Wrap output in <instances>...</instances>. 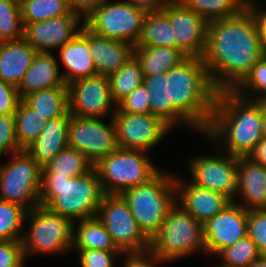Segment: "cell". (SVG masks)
Masks as SVG:
<instances>
[{
    "label": "cell",
    "mask_w": 266,
    "mask_h": 267,
    "mask_svg": "<svg viewBox=\"0 0 266 267\" xmlns=\"http://www.w3.org/2000/svg\"><path fill=\"white\" fill-rule=\"evenodd\" d=\"M168 100L190 124L205 132L211 122L218 90L214 87L203 59L188 56L167 73Z\"/></svg>",
    "instance_id": "3957f363"
},
{
    "label": "cell",
    "mask_w": 266,
    "mask_h": 267,
    "mask_svg": "<svg viewBox=\"0 0 266 267\" xmlns=\"http://www.w3.org/2000/svg\"><path fill=\"white\" fill-rule=\"evenodd\" d=\"M81 16L70 12L52 19L24 25V38L38 51L48 53L51 48H61L77 33Z\"/></svg>",
    "instance_id": "ac0fdd59"
},
{
    "label": "cell",
    "mask_w": 266,
    "mask_h": 267,
    "mask_svg": "<svg viewBox=\"0 0 266 267\" xmlns=\"http://www.w3.org/2000/svg\"><path fill=\"white\" fill-rule=\"evenodd\" d=\"M21 100L17 87L0 79V114L15 115Z\"/></svg>",
    "instance_id": "f6af8a7d"
},
{
    "label": "cell",
    "mask_w": 266,
    "mask_h": 267,
    "mask_svg": "<svg viewBox=\"0 0 266 267\" xmlns=\"http://www.w3.org/2000/svg\"><path fill=\"white\" fill-rule=\"evenodd\" d=\"M111 96L118 105L135 88L143 84L144 73L135 56L131 58L119 71L108 77Z\"/></svg>",
    "instance_id": "1f68e13d"
},
{
    "label": "cell",
    "mask_w": 266,
    "mask_h": 267,
    "mask_svg": "<svg viewBox=\"0 0 266 267\" xmlns=\"http://www.w3.org/2000/svg\"><path fill=\"white\" fill-rule=\"evenodd\" d=\"M144 152L118 147L94 165L104 194H121L159 172Z\"/></svg>",
    "instance_id": "52a82bcc"
},
{
    "label": "cell",
    "mask_w": 266,
    "mask_h": 267,
    "mask_svg": "<svg viewBox=\"0 0 266 267\" xmlns=\"http://www.w3.org/2000/svg\"><path fill=\"white\" fill-rule=\"evenodd\" d=\"M262 111V138H266V98L257 100Z\"/></svg>",
    "instance_id": "816d5d0a"
},
{
    "label": "cell",
    "mask_w": 266,
    "mask_h": 267,
    "mask_svg": "<svg viewBox=\"0 0 266 267\" xmlns=\"http://www.w3.org/2000/svg\"><path fill=\"white\" fill-rule=\"evenodd\" d=\"M115 112H129L134 114L151 113L149 93L145 85L141 84L125 97L116 106Z\"/></svg>",
    "instance_id": "60d3db41"
},
{
    "label": "cell",
    "mask_w": 266,
    "mask_h": 267,
    "mask_svg": "<svg viewBox=\"0 0 266 267\" xmlns=\"http://www.w3.org/2000/svg\"><path fill=\"white\" fill-rule=\"evenodd\" d=\"M147 12L127 2H103L83 21L92 33L136 46Z\"/></svg>",
    "instance_id": "9c48e42d"
},
{
    "label": "cell",
    "mask_w": 266,
    "mask_h": 267,
    "mask_svg": "<svg viewBox=\"0 0 266 267\" xmlns=\"http://www.w3.org/2000/svg\"><path fill=\"white\" fill-rule=\"evenodd\" d=\"M0 166V200L16 203L27 211L39 205L42 167L24 150Z\"/></svg>",
    "instance_id": "30bf717a"
},
{
    "label": "cell",
    "mask_w": 266,
    "mask_h": 267,
    "mask_svg": "<svg viewBox=\"0 0 266 267\" xmlns=\"http://www.w3.org/2000/svg\"><path fill=\"white\" fill-rule=\"evenodd\" d=\"M107 0H66L71 12L80 14L84 13L87 18L98 6Z\"/></svg>",
    "instance_id": "bcb514c9"
},
{
    "label": "cell",
    "mask_w": 266,
    "mask_h": 267,
    "mask_svg": "<svg viewBox=\"0 0 266 267\" xmlns=\"http://www.w3.org/2000/svg\"><path fill=\"white\" fill-rule=\"evenodd\" d=\"M67 86L63 76L59 75L56 58L50 52H38L31 67L23 75L17 87L23 99L29 93L54 87Z\"/></svg>",
    "instance_id": "d4e9b609"
},
{
    "label": "cell",
    "mask_w": 266,
    "mask_h": 267,
    "mask_svg": "<svg viewBox=\"0 0 266 267\" xmlns=\"http://www.w3.org/2000/svg\"><path fill=\"white\" fill-rule=\"evenodd\" d=\"M248 158L266 167V138L257 143Z\"/></svg>",
    "instance_id": "f907efd6"
},
{
    "label": "cell",
    "mask_w": 266,
    "mask_h": 267,
    "mask_svg": "<svg viewBox=\"0 0 266 267\" xmlns=\"http://www.w3.org/2000/svg\"><path fill=\"white\" fill-rule=\"evenodd\" d=\"M198 249L206 252L203 224L176 203L159 232L150 240L149 256L154 261L166 262Z\"/></svg>",
    "instance_id": "8992f818"
},
{
    "label": "cell",
    "mask_w": 266,
    "mask_h": 267,
    "mask_svg": "<svg viewBox=\"0 0 266 267\" xmlns=\"http://www.w3.org/2000/svg\"><path fill=\"white\" fill-rule=\"evenodd\" d=\"M175 194L176 175L158 172L146 183L128 188L120 195L130 207L140 230L151 240L159 232L169 210L176 204Z\"/></svg>",
    "instance_id": "5b68a950"
},
{
    "label": "cell",
    "mask_w": 266,
    "mask_h": 267,
    "mask_svg": "<svg viewBox=\"0 0 266 267\" xmlns=\"http://www.w3.org/2000/svg\"><path fill=\"white\" fill-rule=\"evenodd\" d=\"M23 100L47 120L59 116H71L68 86L34 91Z\"/></svg>",
    "instance_id": "83f0119b"
},
{
    "label": "cell",
    "mask_w": 266,
    "mask_h": 267,
    "mask_svg": "<svg viewBox=\"0 0 266 267\" xmlns=\"http://www.w3.org/2000/svg\"><path fill=\"white\" fill-rule=\"evenodd\" d=\"M136 46H165L176 48V39L169 16L163 11L145 14L142 33Z\"/></svg>",
    "instance_id": "f1b7e54d"
},
{
    "label": "cell",
    "mask_w": 266,
    "mask_h": 267,
    "mask_svg": "<svg viewBox=\"0 0 266 267\" xmlns=\"http://www.w3.org/2000/svg\"><path fill=\"white\" fill-rule=\"evenodd\" d=\"M182 182L176 177V192L177 194L181 192L178 194L182 203L179 206L202 224L221 213L232 202L223 194L198 187L192 182L184 185Z\"/></svg>",
    "instance_id": "d6986e66"
},
{
    "label": "cell",
    "mask_w": 266,
    "mask_h": 267,
    "mask_svg": "<svg viewBox=\"0 0 266 267\" xmlns=\"http://www.w3.org/2000/svg\"><path fill=\"white\" fill-rule=\"evenodd\" d=\"M106 125L98 118L71 115L68 125V146L85 154L95 165L119 146L113 119Z\"/></svg>",
    "instance_id": "7c38bea8"
},
{
    "label": "cell",
    "mask_w": 266,
    "mask_h": 267,
    "mask_svg": "<svg viewBox=\"0 0 266 267\" xmlns=\"http://www.w3.org/2000/svg\"><path fill=\"white\" fill-rule=\"evenodd\" d=\"M94 164L75 148L67 146L42 167L41 174L78 177L90 172Z\"/></svg>",
    "instance_id": "4dcf8cb0"
},
{
    "label": "cell",
    "mask_w": 266,
    "mask_h": 267,
    "mask_svg": "<svg viewBox=\"0 0 266 267\" xmlns=\"http://www.w3.org/2000/svg\"><path fill=\"white\" fill-rule=\"evenodd\" d=\"M37 53L25 38L0 42V79L18 87Z\"/></svg>",
    "instance_id": "7402d4cb"
},
{
    "label": "cell",
    "mask_w": 266,
    "mask_h": 267,
    "mask_svg": "<svg viewBox=\"0 0 266 267\" xmlns=\"http://www.w3.org/2000/svg\"><path fill=\"white\" fill-rule=\"evenodd\" d=\"M16 138L21 149L29 146L40 134L47 119L37 113L23 99L15 112Z\"/></svg>",
    "instance_id": "d6a6232c"
},
{
    "label": "cell",
    "mask_w": 266,
    "mask_h": 267,
    "mask_svg": "<svg viewBox=\"0 0 266 267\" xmlns=\"http://www.w3.org/2000/svg\"><path fill=\"white\" fill-rule=\"evenodd\" d=\"M207 22L239 14L247 6L248 0H181Z\"/></svg>",
    "instance_id": "836d02e7"
},
{
    "label": "cell",
    "mask_w": 266,
    "mask_h": 267,
    "mask_svg": "<svg viewBox=\"0 0 266 267\" xmlns=\"http://www.w3.org/2000/svg\"><path fill=\"white\" fill-rule=\"evenodd\" d=\"M248 210L232 201L221 213L203 224L206 252L218 254L247 235Z\"/></svg>",
    "instance_id": "e0dca14e"
},
{
    "label": "cell",
    "mask_w": 266,
    "mask_h": 267,
    "mask_svg": "<svg viewBox=\"0 0 266 267\" xmlns=\"http://www.w3.org/2000/svg\"><path fill=\"white\" fill-rule=\"evenodd\" d=\"M96 216L122 253L150 248V240L140 230L130 207L120 194H104Z\"/></svg>",
    "instance_id": "8fae6325"
},
{
    "label": "cell",
    "mask_w": 266,
    "mask_h": 267,
    "mask_svg": "<svg viewBox=\"0 0 266 267\" xmlns=\"http://www.w3.org/2000/svg\"><path fill=\"white\" fill-rule=\"evenodd\" d=\"M248 267H266V255H261L253 261Z\"/></svg>",
    "instance_id": "f5cc1de1"
},
{
    "label": "cell",
    "mask_w": 266,
    "mask_h": 267,
    "mask_svg": "<svg viewBox=\"0 0 266 267\" xmlns=\"http://www.w3.org/2000/svg\"><path fill=\"white\" fill-rule=\"evenodd\" d=\"M223 156V157H222ZM238 158L232 155L194 158L190 163L192 183L229 197L237 194Z\"/></svg>",
    "instance_id": "9a60e30c"
},
{
    "label": "cell",
    "mask_w": 266,
    "mask_h": 267,
    "mask_svg": "<svg viewBox=\"0 0 266 267\" xmlns=\"http://www.w3.org/2000/svg\"><path fill=\"white\" fill-rule=\"evenodd\" d=\"M103 195L95 168L78 177L41 174L39 204L72 222L95 217Z\"/></svg>",
    "instance_id": "277c9868"
},
{
    "label": "cell",
    "mask_w": 266,
    "mask_h": 267,
    "mask_svg": "<svg viewBox=\"0 0 266 267\" xmlns=\"http://www.w3.org/2000/svg\"><path fill=\"white\" fill-rule=\"evenodd\" d=\"M264 56L263 45L252 12L208 22L202 57L214 87L233 90Z\"/></svg>",
    "instance_id": "6da1fadb"
},
{
    "label": "cell",
    "mask_w": 266,
    "mask_h": 267,
    "mask_svg": "<svg viewBox=\"0 0 266 267\" xmlns=\"http://www.w3.org/2000/svg\"><path fill=\"white\" fill-rule=\"evenodd\" d=\"M148 93L151 114L161 118L170 127L176 123L190 124L172 107L168 100V80L166 73L144 76V82ZM180 121V122H179Z\"/></svg>",
    "instance_id": "4316f807"
},
{
    "label": "cell",
    "mask_w": 266,
    "mask_h": 267,
    "mask_svg": "<svg viewBox=\"0 0 266 267\" xmlns=\"http://www.w3.org/2000/svg\"><path fill=\"white\" fill-rule=\"evenodd\" d=\"M32 220L29 234L23 236V251L27 253H55L69 249L73 244L74 222L44 205H37L27 211L26 220Z\"/></svg>",
    "instance_id": "ba28073f"
},
{
    "label": "cell",
    "mask_w": 266,
    "mask_h": 267,
    "mask_svg": "<svg viewBox=\"0 0 266 267\" xmlns=\"http://www.w3.org/2000/svg\"><path fill=\"white\" fill-rule=\"evenodd\" d=\"M204 133L213 140L224 137L229 155L248 157L263 139L260 103L245 99L233 90L218 91L211 122Z\"/></svg>",
    "instance_id": "7a4b0ae2"
},
{
    "label": "cell",
    "mask_w": 266,
    "mask_h": 267,
    "mask_svg": "<svg viewBox=\"0 0 266 267\" xmlns=\"http://www.w3.org/2000/svg\"><path fill=\"white\" fill-rule=\"evenodd\" d=\"M219 255L224 260L220 267H248L261 256L256 243L248 235L222 249Z\"/></svg>",
    "instance_id": "74e56055"
},
{
    "label": "cell",
    "mask_w": 266,
    "mask_h": 267,
    "mask_svg": "<svg viewBox=\"0 0 266 267\" xmlns=\"http://www.w3.org/2000/svg\"><path fill=\"white\" fill-rule=\"evenodd\" d=\"M249 202L246 210L266 209V167L248 157H239L237 166V194Z\"/></svg>",
    "instance_id": "603a6c76"
},
{
    "label": "cell",
    "mask_w": 266,
    "mask_h": 267,
    "mask_svg": "<svg viewBox=\"0 0 266 267\" xmlns=\"http://www.w3.org/2000/svg\"><path fill=\"white\" fill-rule=\"evenodd\" d=\"M70 117L59 116L47 120L38 137L24 149L41 167L68 146Z\"/></svg>",
    "instance_id": "44dd1931"
},
{
    "label": "cell",
    "mask_w": 266,
    "mask_h": 267,
    "mask_svg": "<svg viewBox=\"0 0 266 267\" xmlns=\"http://www.w3.org/2000/svg\"><path fill=\"white\" fill-rule=\"evenodd\" d=\"M144 254H148V249L139 252H127L128 258L123 267H156L149 259L143 257Z\"/></svg>",
    "instance_id": "c3c4849f"
},
{
    "label": "cell",
    "mask_w": 266,
    "mask_h": 267,
    "mask_svg": "<svg viewBox=\"0 0 266 267\" xmlns=\"http://www.w3.org/2000/svg\"><path fill=\"white\" fill-rule=\"evenodd\" d=\"M77 230V234L73 236L72 248L120 251L97 216L79 220Z\"/></svg>",
    "instance_id": "f546056e"
},
{
    "label": "cell",
    "mask_w": 266,
    "mask_h": 267,
    "mask_svg": "<svg viewBox=\"0 0 266 267\" xmlns=\"http://www.w3.org/2000/svg\"><path fill=\"white\" fill-rule=\"evenodd\" d=\"M87 41L99 75L109 77L134 56L135 46L132 44L98 36L88 29Z\"/></svg>",
    "instance_id": "ffe728a7"
},
{
    "label": "cell",
    "mask_w": 266,
    "mask_h": 267,
    "mask_svg": "<svg viewBox=\"0 0 266 267\" xmlns=\"http://www.w3.org/2000/svg\"><path fill=\"white\" fill-rule=\"evenodd\" d=\"M134 56L139 61L144 76L167 73L188 57L180 49L165 46H135Z\"/></svg>",
    "instance_id": "484cf974"
},
{
    "label": "cell",
    "mask_w": 266,
    "mask_h": 267,
    "mask_svg": "<svg viewBox=\"0 0 266 267\" xmlns=\"http://www.w3.org/2000/svg\"><path fill=\"white\" fill-rule=\"evenodd\" d=\"M22 240L0 241V267H23Z\"/></svg>",
    "instance_id": "7bdbcfd3"
},
{
    "label": "cell",
    "mask_w": 266,
    "mask_h": 267,
    "mask_svg": "<svg viewBox=\"0 0 266 267\" xmlns=\"http://www.w3.org/2000/svg\"><path fill=\"white\" fill-rule=\"evenodd\" d=\"M19 1L23 25L67 15L71 12L66 0Z\"/></svg>",
    "instance_id": "e575fe53"
},
{
    "label": "cell",
    "mask_w": 266,
    "mask_h": 267,
    "mask_svg": "<svg viewBox=\"0 0 266 267\" xmlns=\"http://www.w3.org/2000/svg\"><path fill=\"white\" fill-rule=\"evenodd\" d=\"M247 235L256 243L261 255H266V209L248 211Z\"/></svg>",
    "instance_id": "ab89813d"
},
{
    "label": "cell",
    "mask_w": 266,
    "mask_h": 267,
    "mask_svg": "<svg viewBox=\"0 0 266 267\" xmlns=\"http://www.w3.org/2000/svg\"><path fill=\"white\" fill-rule=\"evenodd\" d=\"M9 150L13 153L22 150L16 138L15 116L0 114V157Z\"/></svg>",
    "instance_id": "b9f144b4"
},
{
    "label": "cell",
    "mask_w": 266,
    "mask_h": 267,
    "mask_svg": "<svg viewBox=\"0 0 266 267\" xmlns=\"http://www.w3.org/2000/svg\"><path fill=\"white\" fill-rule=\"evenodd\" d=\"M162 10L173 26L176 49L187 56L202 58L206 49L208 22L182 1L167 0Z\"/></svg>",
    "instance_id": "5bb4252c"
},
{
    "label": "cell",
    "mask_w": 266,
    "mask_h": 267,
    "mask_svg": "<svg viewBox=\"0 0 266 267\" xmlns=\"http://www.w3.org/2000/svg\"><path fill=\"white\" fill-rule=\"evenodd\" d=\"M82 267H113V258L121 251H102L97 249H78Z\"/></svg>",
    "instance_id": "ee69618b"
},
{
    "label": "cell",
    "mask_w": 266,
    "mask_h": 267,
    "mask_svg": "<svg viewBox=\"0 0 266 267\" xmlns=\"http://www.w3.org/2000/svg\"><path fill=\"white\" fill-rule=\"evenodd\" d=\"M27 210L12 202L0 200V241L22 240L20 235Z\"/></svg>",
    "instance_id": "8d00e7d4"
},
{
    "label": "cell",
    "mask_w": 266,
    "mask_h": 267,
    "mask_svg": "<svg viewBox=\"0 0 266 267\" xmlns=\"http://www.w3.org/2000/svg\"><path fill=\"white\" fill-rule=\"evenodd\" d=\"M167 0H127L125 2L146 12L162 10Z\"/></svg>",
    "instance_id": "681fc988"
},
{
    "label": "cell",
    "mask_w": 266,
    "mask_h": 267,
    "mask_svg": "<svg viewBox=\"0 0 266 267\" xmlns=\"http://www.w3.org/2000/svg\"><path fill=\"white\" fill-rule=\"evenodd\" d=\"M113 119L120 148L148 151L171 128L161 118L148 114L114 112Z\"/></svg>",
    "instance_id": "4fadbf2b"
},
{
    "label": "cell",
    "mask_w": 266,
    "mask_h": 267,
    "mask_svg": "<svg viewBox=\"0 0 266 267\" xmlns=\"http://www.w3.org/2000/svg\"><path fill=\"white\" fill-rule=\"evenodd\" d=\"M69 90V112L82 118H99L107 114L113 98L107 76L94 75L72 81Z\"/></svg>",
    "instance_id": "2e32d148"
},
{
    "label": "cell",
    "mask_w": 266,
    "mask_h": 267,
    "mask_svg": "<svg viewBox=\"0 0 266 267\" xmlns=\"http://www.w3.org/2000/svg\"><path fill=\"white\" fill-rule=\"evenodd\" d=\"M255 5L256 4H254V2L252 3V1L249 0L246 7L252 12L256 21L257 29L263 45V53L264 56H266V10H258V7Z\"/></svg>",
    "instance_id": "7dc6e473"
},
{
    "label": "cell",
    "mask_w": 266,
    "mask_h": 267,
    "mask_svg": "<svg viewBox=\"0 0 266 267\" xmlns=\"http://www.w3.org/2000/svg\"><path fill=\"white\" fill-rule=\"evenodd\" d=\"M24 38L20 1L0 0V42Z\"/></svg>",
    "instance_id": "d590c367"
},
{
    "label": "cell",
    "mask_w": 266,
    "mask_h": 267,
    "mask_svg": "<svg viewBox=\"0 0 266 267\" xmlns=\"http://www.w3.org/2000/svg\"><path fill=\"white\" fill-rule=\"evenodd\" d=\"M247 88V89H246ZM258 91L260 96L253 99L245 95V90ZM244 90V91H243ZM239 96L249 100H260L266 98V56H263L246 77L233 89ZM244 92V93H243ZM255 98V99H254Z\"/></svg>",
    "instance_id": "f35d334b"
},
{
    "label": "cell",
    "mask_w": 266,
    "mask_h": 267,
    "mask_svg": "<svg viewBox=\"0 0 266 267\" xmlns=\"http://www.w3.org/2000/svg\"><path fill=\"white\" fill-rule=\"evenodd\" d=\"M60 49V58L68 73L63 79L68 85L72 81L97 75L94 60L89 51L87 28L82 25L77 35Z\"/></svg>",
    "instance_id": "cb8c5ba5"
}]
</instances>
